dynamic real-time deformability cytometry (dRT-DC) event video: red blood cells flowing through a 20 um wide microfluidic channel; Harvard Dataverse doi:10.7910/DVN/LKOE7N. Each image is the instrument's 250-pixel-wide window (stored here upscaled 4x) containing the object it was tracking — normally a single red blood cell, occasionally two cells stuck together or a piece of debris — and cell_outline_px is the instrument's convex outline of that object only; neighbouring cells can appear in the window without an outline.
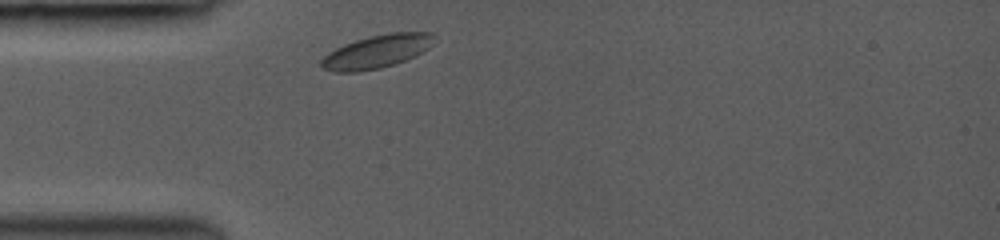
{"species": "common noctule bat (a hibernating species)", "species_latin": "Nyctalus noctula", "temperature_condition": "room temperature", "stored_images_in_passage": 20, "camera_frame_rate_fps": 3000, "um_per_image_px": 0.085, "animal": {"sex": "female", "body_mass_g": 19.0, "forearm_length_mm": 53.3}, "frame": {"image": 1, "passage_image": 1, "time_ms": 0.0, "image_size_px": [1000, 240], "cell_outline_px": [[436, 36], [432, 44], [428, 48], [404, 60], [380, 68], [356, 72], [336, 72], [320, 68], [320, 60], [328, 52], [344, 44], [368, 36], [392, 32], [432, 32]], "centroid_in_image_um": [31.99, 4.37], "position_along_channel_um": 53.0, "area_um2": 21.73}}
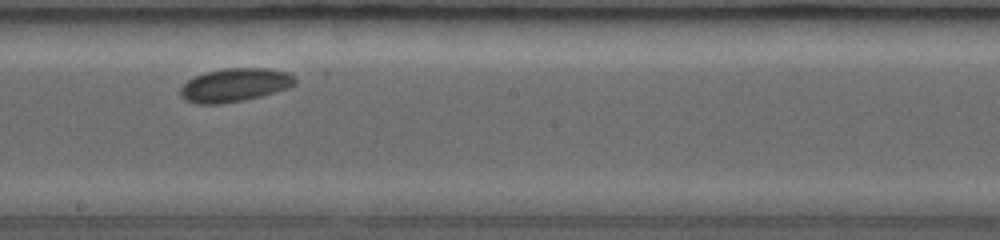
{"frame": {"image": 2, "passage_image": 11, "time_ms": 4.667, "image_size_px": [1000, 240], "cell_outline_px": [[296, 84], [288, 88], [276, 92], [244, 100], [220, 104], [196, 104], [184, 100], [180, 96], [180, 88], [188, 80], [204, 72], [224, 68], [268, 68], [288, 72], [296, 76]], "centroid_in_image_um": [19.97, 7.22], "position_along_channel_um": 228.2, "area_um2": 22.6}}
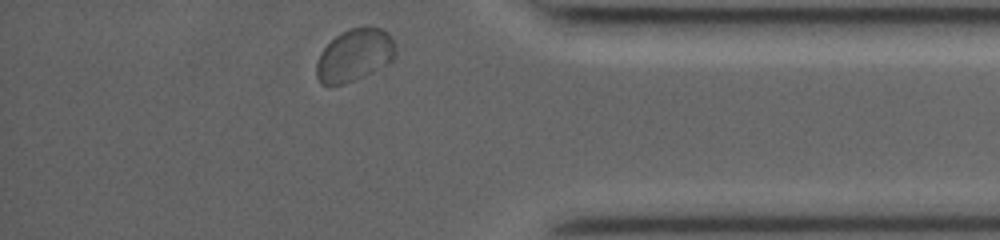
{"frame": {"image": 3, "passage_image": 20, "time_ms": 9.333, "image_size_px": [1000, 240], "cell_outline_px": [[396, 52], [392, 60], [388, 64], [364, 76], [344, 84], [320, 84], [316, 76], [316, 60], [320, 52], [340, 32], [348, 28], [380, 28], [388, 32], [392, 36], [396, 44]], "centroid_in_image_um": [30.14, 4.69], "position_along_channel_um": 405.1, "area_um2": 24.22}, "authors_computed_cell_mechanics": {"area_um2": 21.9062, "velocity_mm_per_s": 3.9414, "shape_relaxation_time_tau1_ms": 3.1979, "shape_relaxation_time_tau2_ms": null, "deformation_change_tau1": 0.0276, "deformation_change_tau2": null}}